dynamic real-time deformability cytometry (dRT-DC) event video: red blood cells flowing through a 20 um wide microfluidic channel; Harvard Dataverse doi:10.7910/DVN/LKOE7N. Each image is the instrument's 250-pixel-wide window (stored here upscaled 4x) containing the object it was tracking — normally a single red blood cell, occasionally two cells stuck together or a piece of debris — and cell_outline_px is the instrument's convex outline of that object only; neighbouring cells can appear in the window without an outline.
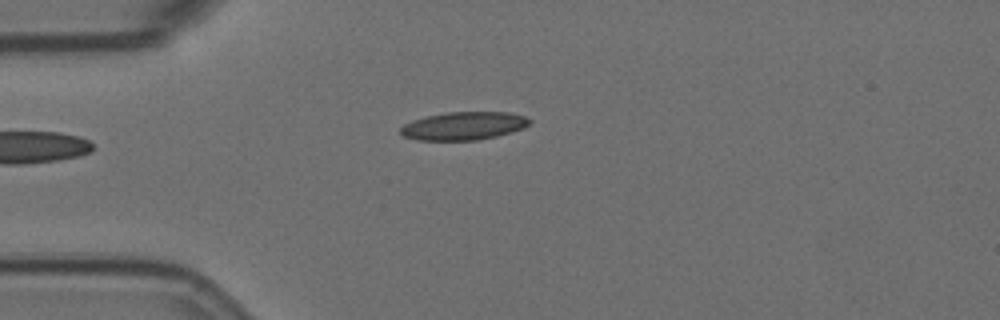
{"species": "Egyptian fruit bat (a non-hibernating species)", "species_latin": "Rousettus aegyptiacus", "temperature_condition": "room temperature", "stored_images_in_passage": 4, "camera_frame_rate_fps": 3000, "um_per_image_px": 0.085, "animal": {"sex": "female"}, "frame": {"image": 1, "passage_image": 1, "time_ms": 0.0, "image_size_px": [1000, 320], "cell_outline_px": [[532, 120], [524, 128], [512, 132], [496, 136], [476, 140], [416, 140], [404, 136], [400, 132], [400, 128], [404, 124], [412, 120], [428, 116], [448, 112], [508, 112], [524, 116]], "centroid_in_image_um": [39.42, 10.7], "position_along_channel_um": 45.6, "area_um2": 21.04}}
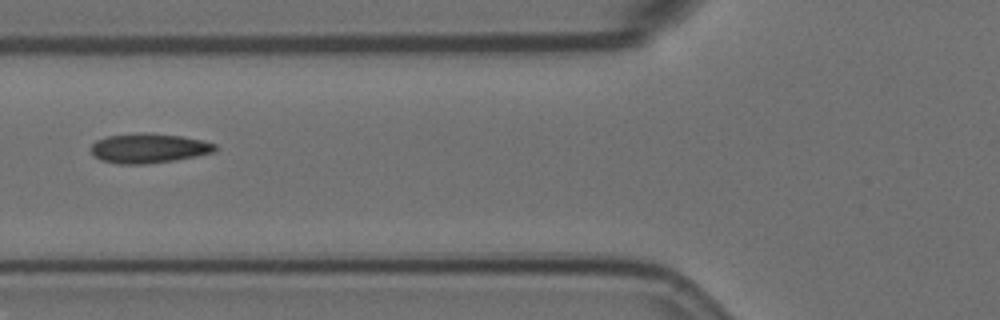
{"frame": {"image": 2, "passage_image": 3, "time_ms": 0.667, "image_size_px": [1000, 320], "cell_outline_px": [[216, 152], [176, 160], [144, 164], [116, 164], [100, 160], [92, 152], [92, 144], [96, 140], [108, 136], [136, 132], [148, 132], [180, 136], [204, 140], [216, 144]], "centroid_in_image_um": [12.66, 12.59], "position_along_channel_um": 113.1, "area_um2": 21.62}}
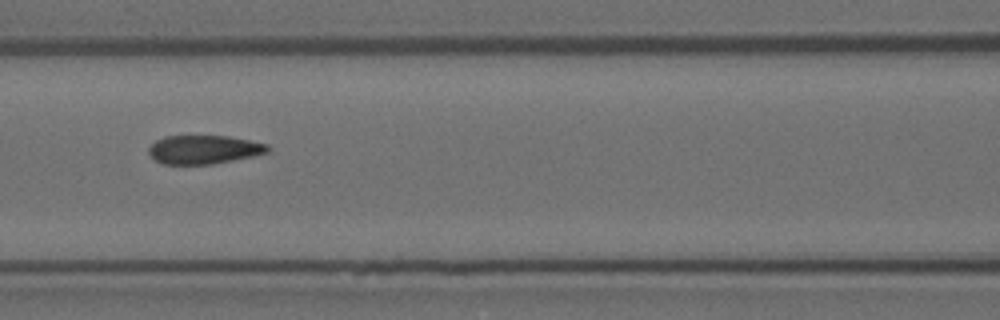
{"frame": {"image": 3, "passage_image": 4, "time_ms": 1.0, "image_size_px": [1000, 320], "cell_outline_px": [[268, 152], [252, 156], [212, 164], [164, 164], [156, 160], [148, 152], [148, 148], [156, 140], [164, 136], [228, 136], [268, 144]], "centroid_in_image_um": [17.31, 12.71], "position_along_channel_um": 149.3, "area_um2": 19.65}}